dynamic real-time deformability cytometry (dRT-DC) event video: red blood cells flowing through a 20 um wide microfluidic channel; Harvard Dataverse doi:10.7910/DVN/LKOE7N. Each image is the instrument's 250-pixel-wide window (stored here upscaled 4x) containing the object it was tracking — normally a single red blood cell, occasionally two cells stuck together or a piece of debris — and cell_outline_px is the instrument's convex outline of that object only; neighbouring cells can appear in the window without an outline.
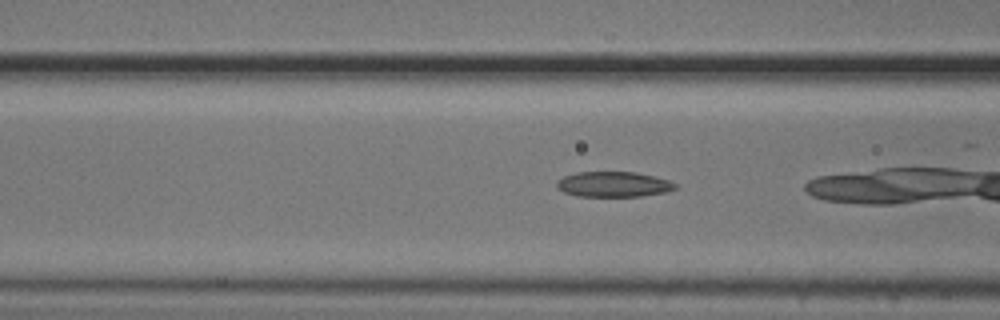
{"species": "common noctule bat (a hibernating species)", "species_latin": "Nyctalus noctula", "temperature_condition": "cold", "stored_images_in_passage": 19, "camera_frame_rate_fps": 3000, "um_per_image_px": 0.085, "animal": {"sex": "male", "body_mass_g": 20.5, "forearm_length_mm": 52.5}, "frame": {"image": 1, "passage_image": 17, "time_ms": 5.333, "image_size_px": [1000, 320], "cell_outline_px": [[676, 188], [664, 192], [640, 196], [576, 196], [564, 192], [556, 188], [556, 180], [564, 176], [576, 172], [636, 172], [668, 180], [676, 184]], "centroid_in_image_um": [52.08, 15.66], "position_along_channel_um": 114.5, "area_um2": 17.4}}